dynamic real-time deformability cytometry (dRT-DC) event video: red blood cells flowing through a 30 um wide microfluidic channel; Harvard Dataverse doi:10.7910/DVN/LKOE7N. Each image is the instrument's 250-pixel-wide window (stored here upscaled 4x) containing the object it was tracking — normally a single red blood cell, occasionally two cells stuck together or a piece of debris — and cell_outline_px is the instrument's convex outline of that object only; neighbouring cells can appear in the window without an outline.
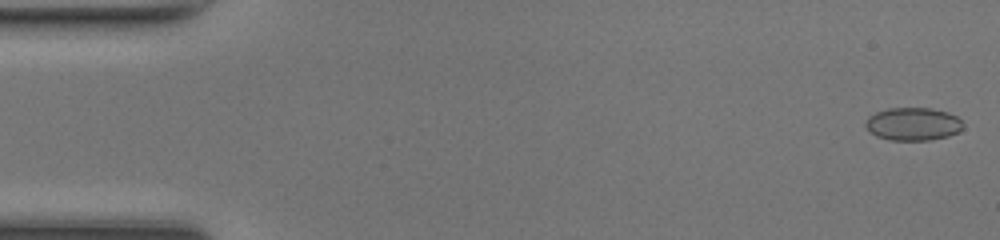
{"species": "common noctule bat (a hibernating species)", "species_latin": "Nyctalus noctula", "temperature_condition": "room temperature", "stored_images_in_passage": 48, "camera_frame_rate_fps": 3000, "um_per_image_px": 0.085, "animal": {"sex": "female", "body_mass_g": 17.0, "forearm_length_mm": 48.0}, "frame": {"image": 1, "passage_image": 1, "time_ms": 0.0, "image_size_px": [1000, 240], "cell_outline_px": [[964, 128], [960, 132], [948, 136], [928, 140], [888, 140], [876, 136], [864, 124], [868, 116], [876, 112], [888, 108], [932, 108], [948, 112], [956, 116], [964, 124]], "centroid_in_image_um": [77.63, 10.54], "position_along_channel_um": 7.4, "area_um2": 18.84}}
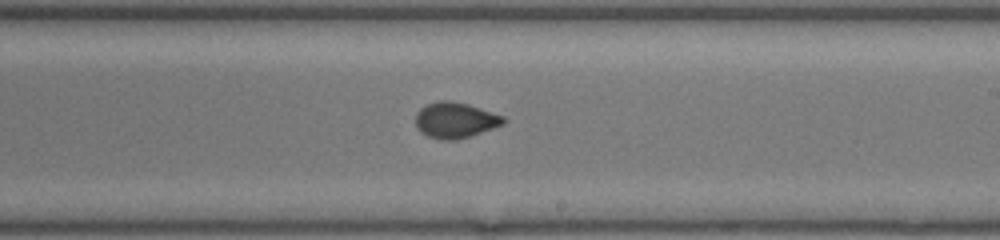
{"frame": {"image": 2, "passage_image": 28, "time_ms": 9.0, "image_size_px": [1000, 240], "cell_outline_px": [[508, 120], [504, 124], [456, 140], [440, 140], [428, 136], [420, 132], [416, 128], [416, 112], [420, 108], [428, 104], [440, 100], [448, 100], [468, 104], [504, 116]], "centroid_in_image_um": [38.68, 10.21], "position_along_channel_um": 250.3, "area_um2": 18.26}}
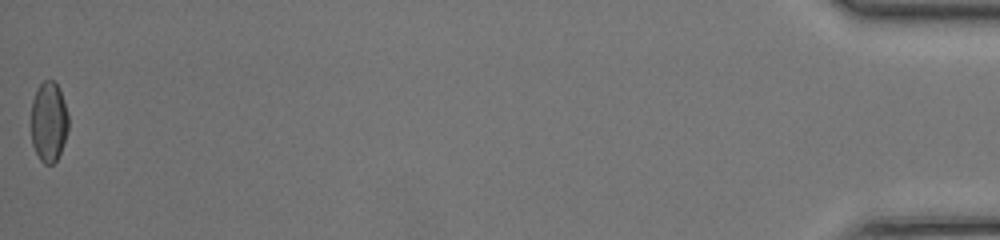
{"frame": {"image": 3, "passage_image": 48, "time_ms": 15.667, "image_size_px": [1000, 240], "cell_outline_px": [[68, 128], [60, 152], [56, 160], [52, 164], [44, 164], [40, 160], [32, 144], [32, 100], [36, 88], [44, 80], [52, 80], [56, 84], [60, 92], [68, 116]], "centroid_in_image_um": [4.13, 10.35], "position_along_channel_um": 431.1, "area_um2": 17.11}, "authors_computed_cell_mechanics": {"area_um2": 17.9758, "velocity_mm_per_s": 4.3253, "shape_relaxation_time_tau1_ms": null, "shape_relaxation_time_tau2_ms": 0.9347, "deformation_change_tau1": null, "deformation_change_tau2": 0.0403}}